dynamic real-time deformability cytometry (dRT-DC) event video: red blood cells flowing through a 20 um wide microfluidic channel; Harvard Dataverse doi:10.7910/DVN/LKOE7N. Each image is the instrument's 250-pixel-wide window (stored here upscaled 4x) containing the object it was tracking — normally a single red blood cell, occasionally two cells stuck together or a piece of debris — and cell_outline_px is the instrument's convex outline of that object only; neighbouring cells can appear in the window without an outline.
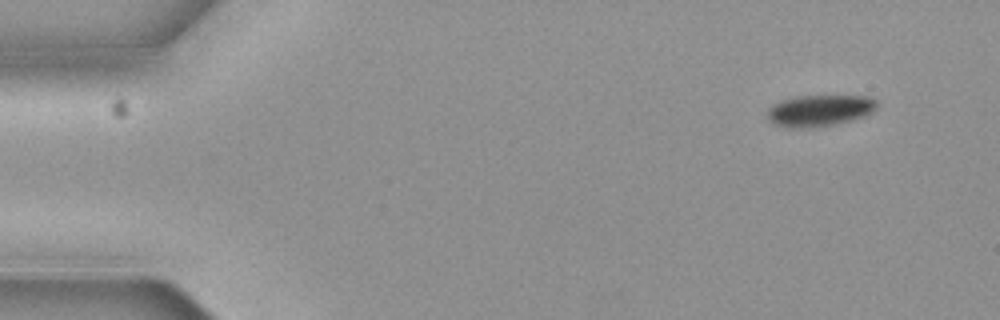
{"species": "common noctule bat (a hibernating species)", "species_latin": "Nyctalus noctula", "temperature_condition": "cold", "stored_images_in_passage": 9, "camera_frame_rate_fps": 3000, "um_per_image_px": 0.085, "animal": {"sex": "female", "body_mass_g": 19.3, "forearm_length_mm": 54.1}, "frame": {"image": 1, "passage_image": 1, "time_ms": 0.0, "image_size_px": [1000, 320], "cell_outline_px": [[876, 108], [860, 116], [848, 120], [832, 124], [776, 124], [768, 120], [768, 108], [772, 104], [780, 100], [796, 96], [868, 96], [876, 100]], "centroid_in_image_um": [69.65, 9.3], "position_along_channel_um": 15.3, "area_um2": 18.61}}
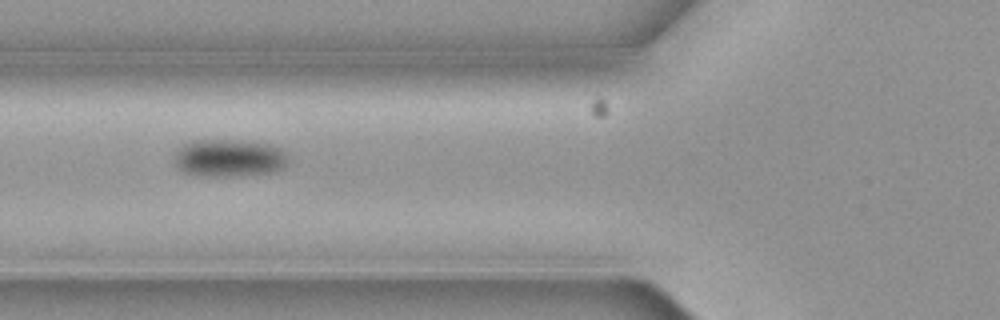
{"frame": {"image": 2, "passage_image": 6, "time_ms": 1.667, "image_size_px": [1000, 320], "cell_outline_px": [[288, 156], [284, 168], [276, 172], [240, 176], [196, 176], [184, 172], [176, 168], [172, 160], [176, 148], [192, 140], [232, 140], [268, 144], [280, 148]], "centroid_in_image_um": [19.41, 13.45], "position_along_channel_um": 106.4, "area_um2": 25.43}}
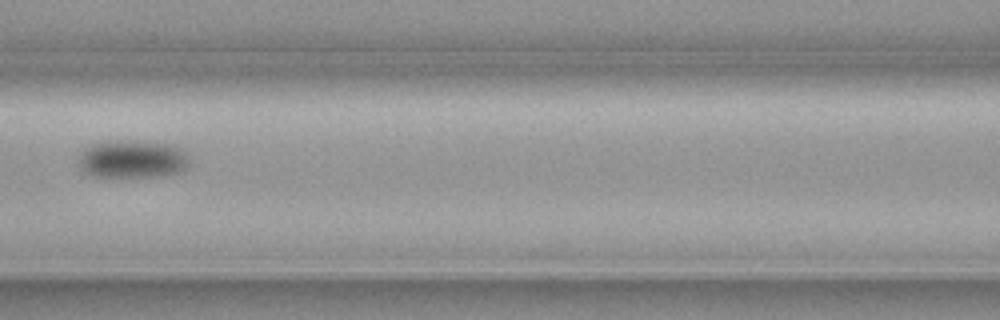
{"frame": {"image": 3, "passage_image": 7, "time_ms": 2.0, "image_size_px": [1000, 320], "cell_outline_px": [[192, 160], [188, 168], [180, 172], [152, 176], [92, 176], [84, 172], [80, 168], [80, 152], [84, 148], [92, 144], [104, 140], [144, 140], [172, 144], [184, 148], [192, 156]], "centroid_in_image_um": [11.34, 13.48], "position_along_channel_um": 155.3, "area_um2": 25.32}}